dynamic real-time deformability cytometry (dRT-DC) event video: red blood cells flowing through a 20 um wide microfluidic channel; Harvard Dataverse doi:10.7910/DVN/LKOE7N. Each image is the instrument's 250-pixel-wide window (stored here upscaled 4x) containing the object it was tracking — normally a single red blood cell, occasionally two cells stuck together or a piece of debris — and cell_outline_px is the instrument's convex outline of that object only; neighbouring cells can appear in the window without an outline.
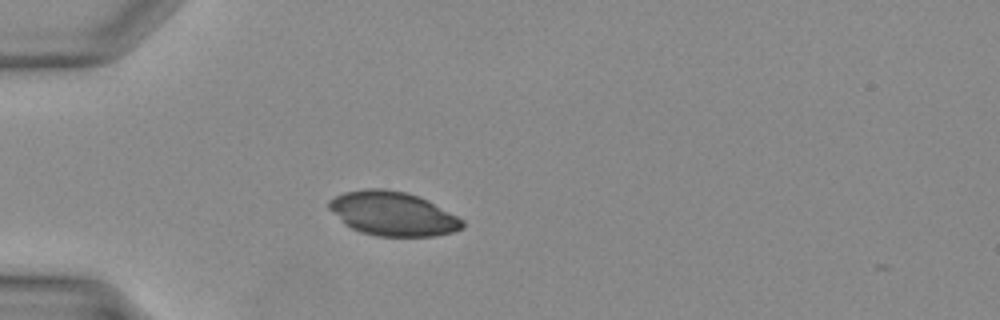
{"species": "Egyptian fruit bat (a non-hibernating species)", "species_latin": "Rousettus aegyptiacus", "temperature_condition": "warm", "stored_images_in_passage": 25, "camera_frame_rate_fps": 3000, "um_per_image_px": 0.085, "animal": {"sex": "female"}, "frame": {"image": 1, "passage_image": 1, "time_ms": 0.0, "image_size_px": [1000, 320], "cell_outline_px": [[464, 228], [456, 232], [432, 236], [376, 236], [360, 232], [344, 224], [328, 208], [328, 200], [344, 192], [368, 188], [384, 188], [404, 192], [416, 196], [464, 220]], "centroid_in_image_um": [33.35, 18.18], "position_along_channel_um": 51.7, "area_um2": 33.99}}
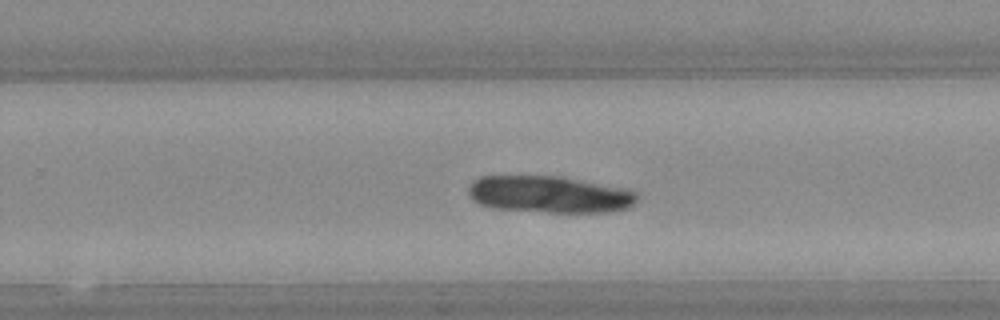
{"frame": {"image": 2, "passage_image": 15, "time_ms": 4.667, "image_size_px": [1000, 320], "cell_outline_px": [[636, 200], [628, 208], [608, 212], [548, 212], [492, 208], [480, 204], [472, 200], [468, 192], [468, 188], [472, 180], [480, 176], [560, 176], [620, 188], [636, 192]], "centroid_in_image_um": [46.62, 16.53], "position_along_channel_um": 283.2, "area_um2": 36.01}}
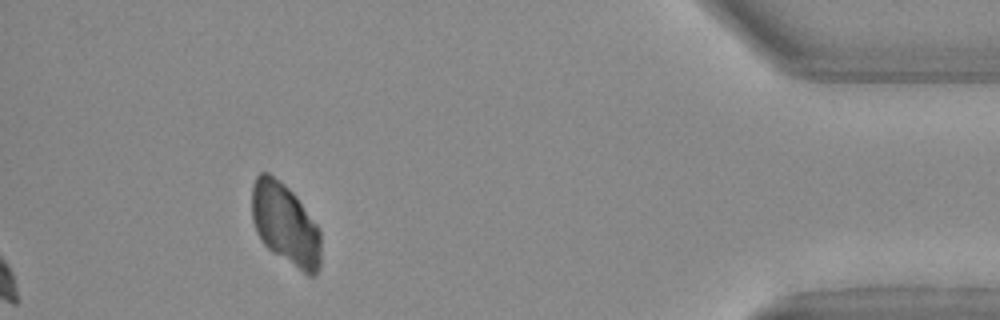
{"frame": {"image": 3, "passage_image": 25, "time_ms": 8.0, "image_size_px": [1000, 320], "cell_outline_px": [[320, 268], [312, 276], [308, 276], [272, 252], [264, 244], [256, 232], [252, 220], [252, 184], [256, 176], [260, 172], [268, 172], [280, 180], [296, 196], [316, 224], [320, 232]], "centroid_in_image_um": [24.23, 19.05], "position_along_channel_um": 411.0, "area_um2": 32.89}}